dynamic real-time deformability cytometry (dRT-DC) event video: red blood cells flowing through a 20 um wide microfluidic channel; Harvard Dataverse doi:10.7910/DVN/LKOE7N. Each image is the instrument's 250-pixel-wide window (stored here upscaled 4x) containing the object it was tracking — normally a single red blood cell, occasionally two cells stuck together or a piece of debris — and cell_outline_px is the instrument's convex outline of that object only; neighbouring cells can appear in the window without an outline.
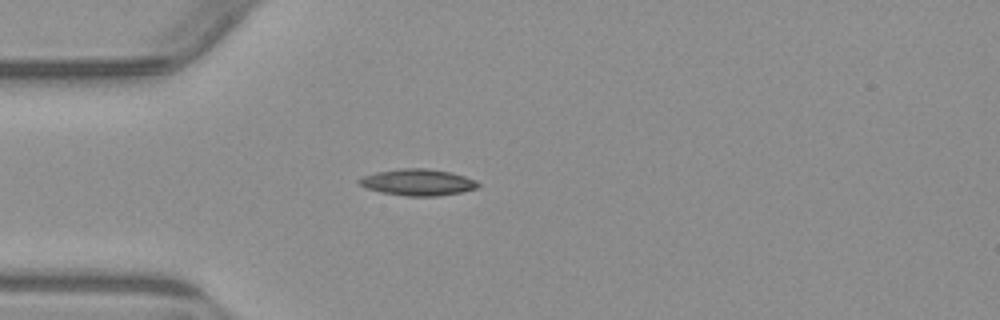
{"species": "common noctule bat (a hibernating species)", "species_latin": "Nyctalus noctula", "temperature_condition": "warm", "stored_images_in_passage": 3, "camera_frame_rate_fps": 3000, "um_per_image_px": 0.085, "animal": {"sex": "male", "body_mass_g": 23.1, "forearm_length_mm": 52.7}, "frame": {"image": 1, "passage_image": 3, "time_ms": 3.0, "image_size_px": [1000, 320], "cell_outline_px": [[480, 188], [460, 192], [436, 196], [408, 196], [380, 192], [368, 188], [360, 184], [356, 180], [360, 176], [376, 172], [400, 168], [428, 168], [452, 172], [476, 180], [480, 184]], "centroid_in_image_um": [35.52, 15.48], "position_along_channel_um": 49.5, "area_um2": 18.5}}